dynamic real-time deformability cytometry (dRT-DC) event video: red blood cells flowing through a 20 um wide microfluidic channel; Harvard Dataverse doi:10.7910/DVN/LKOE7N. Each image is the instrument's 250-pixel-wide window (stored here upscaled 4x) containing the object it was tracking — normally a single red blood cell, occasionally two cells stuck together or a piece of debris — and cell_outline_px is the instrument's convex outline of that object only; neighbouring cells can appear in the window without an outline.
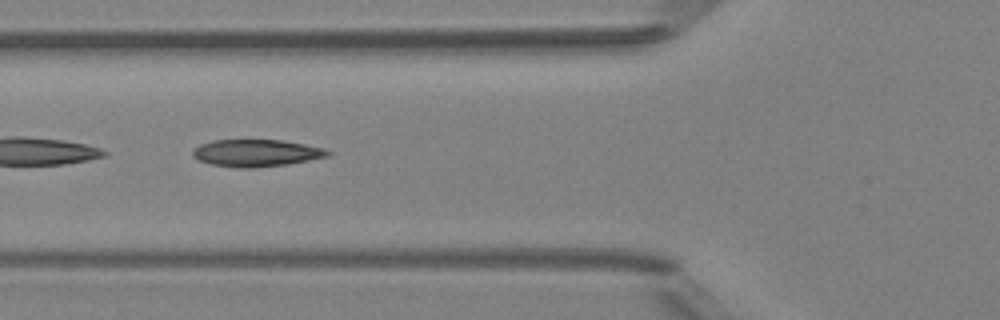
{"species": "Egyptian fruit bat (a non-hibernating species)", "species_latin": "Rousettus aegyptiacus", "temperature_condition": "room temperature", "stored_images_in_passage": 50, "segment_of_instrument_passage": [2, 2], "camera_frame_rate_fps": 3000, "um_per_image_px": 0.085, "animal": {"sex": "female"}, "frame": {"image": 1, "passage_image": 19, "time_ms": 6.0, "image_size_px": [1000, 320], "cell_outline_px": [[332, 152], [328, 156], [288, 164], [252, 168], [236, 168], [212, 164], [200, 160], [192, 156], [192, 148], [200, 144], [212, 140], [280, 140], [304, 144], [324, 148]], "centroid_in_image_um": [21.75, 13.0], "position_along_channel_um": 104.0, "area_um2": 21.33}}
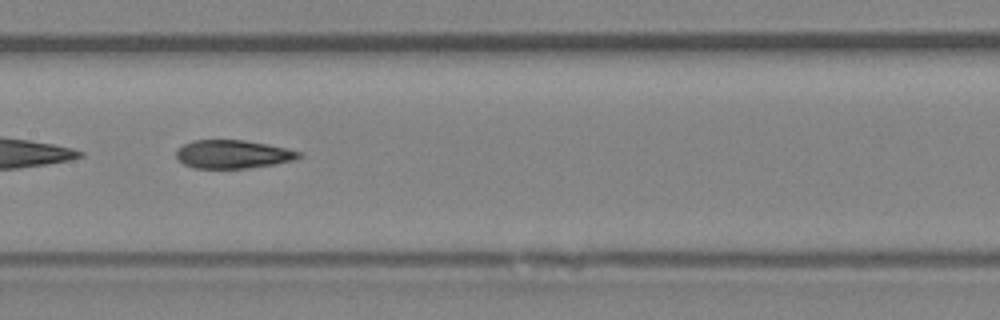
{"frame": {"image": 2, "passage_image": 25, "time_ms": 8.0, "image_size_px": [1000, 320], "cell_outline_px": [[304, 156], [296, 160], [248, 168], [192, 168], [184, 164], [176, 156], [176, 148], [192, 140], [244, 140], [304, 152]], "centroid_in_image_um": [19.8, 13.11], "position_along_channel_um": 187.6, "area_um2": 20.29}}
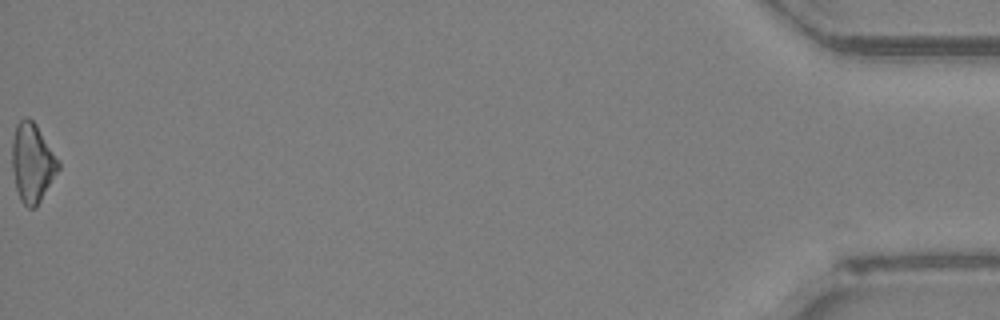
{"frame": {"image": 3, "passage_image": 50, "time_ms": 16.333, "image_size_px": [1000, 320], "cell_outline_px": [[60, 168], [36, 208], [28, 208], [20, 200], [16, 188], [12, 168], [12, 140], [16, 124], [24, 116], [28, 116], [36, 124], [60, 160]], "centroid_in_image_um": [2.75, 13.82], "position_along_channel_um": 432.4, "area_um2": 21.5}}